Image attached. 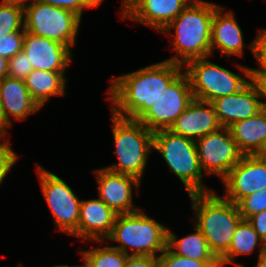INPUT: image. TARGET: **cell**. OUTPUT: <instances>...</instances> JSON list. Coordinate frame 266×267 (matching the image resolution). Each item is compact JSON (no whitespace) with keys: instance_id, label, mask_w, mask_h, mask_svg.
Returning <instances> with one entry per match:
<instances>
[{"instance_id":"6da1fadb","label":"cell","mask_w":266,"mask_h":267,"mask_svg":"<svg viewBox=\"0 0 266 267\" xmlns=\"http://www.w3.org/2000/svg\"><path fill=\"white\" fill-rule=\"evenodd\" d=\"M183 66L163 60L110 79L108 99L118 117L138 120L182 72Z\"/></svg>"},{"instance_id":"7a4b0ae2","label":"cell","mask_w":266,"mask_h":267,"mask_svg":"<svg viewBox=\"0 0 266 267\" xmlns=\"http://www.w3.org/2000/svg\"><path fill=\"white\" fill-rule=\"evenodd\" d=\"M218 6L203 0L192 1L161 32L169 36L171 29L175 30L170 45L177 54L167 61L184 67L190 61L211 56L212 20Z\"/></svg>"},{"instance_id":"3957f363","label":"cell","mask_w":266,"mask_h":267,"mask_svg":"<svg viewBox=\"0 0 266 267\" xmlns=\"http://www.w3.org/2000/svg\"><path fill=\"white\" fill-rule=\"evenodd\" d=\"M194 224L207 240L210 251L219 259L231 244L238 224L243 220L237 204L210 193L190 194Z\"/></svg>"},{"instance_id":"277c9868","label":"cell","mask_w":266,"mask_h":267,"mask_svg":"<svg viewBox=\"0 0 266 267\" xmlns=\"http://www.w3.org/2000/svg\"><path fill=\"white\" fill-rule=\"evenodd\" d=\"M167 229L139 209L132 213L117 214L112 232L106 240L117 242L118 246L112 247L128 256L157 258V254L166 249Z\"/></svg>"},{"instance_id":"5b68a950","label":"cell","mask_w":266,"mask_h":267,"mask_svg":"<svg viewBox=\"0 0 266 267\" xmlns=\"http://www.w3.org/2000/svg\"><path fill=\"white\" fill-rule=\"evenodd\" d=\"M112 115L115 155L118 163L105 168L121 174L131 175L141 181L147 165L148 155L153 150L154 132L138 120Z\"/></svg>"},{"instance_id":"8992f818","label":"cell","mask_w":266,"mask_h":267,"mask_svg":"<svg viewBox=\"0 0 266 267\" xmlns=\"http://www.w3.org/2000/svg\"><path fill=\"white\" fill-rule=\"evenodd\" d=\"M153 149L166 161L169 169L183 183L188 195L210 193L202 184V172L195 140L175 134L169 129L159 130L153 135Z\"/></svg>"},{"instance_id":"52a82bcc","label":"cell","mask_w":266,"mask_h":267,"mask_svg":"<svg viewBox=\"0 0 266 267\" xmlns=\"http://www.w3.org/2000/svg\"><path fill=\"white\" fill-rule=\"evenodd\" d=\"M237 67L246 79L210 62L207 57L188 62L184 66V72L189 78L194 99L212 102L215 99L238 93L250 82L251 67L238 64Z\"/></svg>"},{"instance_id":"ba28073f","label":"cell","mask_w":266,"mask_h":267,"mask_svg":"<svg viewBox=\"0 0 266 267\" xmlns=\"http://www.w3.org/2000/svg\"><path fill=\"white\" fill-rule=\"evenodd\" d=\"M25 32L59 42L76 44L81 18L74 12L38 1L24 10Z\"/></svg>"},{"instance_id":"9c48e42d","label":"cell","mask_w":266,"mask_h":267,"mask_svg":"<svg viewBox=\"0 0 266 267\" xmlns=\"http://www.w3.org/2000/svg\"><path fill=\"white\" fill-rule=\"evenodd\" d=\"M37 166L41 191L50 208L57 230L73 235L78 228L81 200L56 174Z\"/></svg>"},{"instance_id":"30bf717a","label":"cell","mask_w":266,"mask_h":267,"mask_svg":"<svg viewBox=\"0 0 266 267\" xmlns=\"http://www.w3.org/2000/svg\"><path fill=\"white\" fill-rule=\"evenodd\" d=\"M193 100L189 78L182 71L138 121L152 132L169 129Z\"/></svg>"},{"instance_id":"8fae6325","label":"cell","mask_w":266,"mask_h":267,"mask_svg":"<svg viewBox=\"0 0 266 267\" xmlns=\"http://www.w3.org/2000/svg\"><path fill=\"white\" fill-rule=\"evenodd\" d=\"M202 172L222 180L244 156L232 138L229 128L221 127L195 140Z\"/></svg>"},{"instance_id":"7c38bea8","label":"cell","mask_w":266,"mask_h":267,"mask_svg":"<svg viewBox=\"0 0 266 267\" xmlns=\"http://www.w3.org/2000/svg\"><path fill=\"white\" fill-rule=\"evenodd\" d=\"M192 0H122L121 17L162 32ZM195 1V0H193Z\"/></svg>"},{"instance_id":"4fadbf2b","label":"cell","mask_w":266,"mask_h":267,"mask_svg":"<svg viewBox=\"0 0 266 267\" xmlns=\"http://www.w3.org/2000/svg\"><path fill=\"white\" fill-rule=\"evenodd\" d=\"M221 181L224 199L237 204L244 197L266 188V159L244 155Z\"/></svg>"},{"instance_id":"5bb4252c","label":"cell","mask_w":266,"mask_h":267,"mask_svg":"<svg viewBox=\"0 0 266 267\" xmlns=\"http://www.w3.org/2000/svg\"><path fill=\"white\" fill-rule=\"evenodd\" d=\"M98 196L117 214L132 213L140 208L133 203V187L139 190L140 180L134 176L101 168L94 170Z\"/></svg>"},{"instance_id":"9a60e30c","label":"cell","mask_w":266,"mask_h":267,"mask_svg":"<svg viewBox=\"0 0 266 267\" xmlns=\"http://www.w3.org/2000/svg\"><path fill=\"white\" fill-rule=\"evenodd\" d=\"M263 92L259 85L250 82L238 93L213 100L221 127L228 128L233 123L255 116L264 109Z\"/></svg>"},{"instance_id":"2e32d148","label":"cell","mask_w":266,"mask_h":267,"mask_svg":"<svg viewBox=\"0 0 266 267\" xmlns=\"http://www.w3.org/2000/svg\"><path fill=\"white\" fill-rule=\"evenodd\" d=\"M22 51L34 70L65 72L72 61V50L59 42L25 32Z\"/></svg>"},{"instance_id":"e0dca14e","label":"cell","mask_w":266,"mask_h":267,"mask_svg":"<svg viewBox=\"0 0 266 267\" xmlns=\"http://www.w3.org/2000/svg\"><path fill=\"white\" fill-rule=\"evenodd\" d=\"M116 216L99 198L81 200L78 228L73 236L102 244L110 236Z\"/></svg>"},{"instance_id":"ac0fdd59","label":"cell","mask_w":266,"mask_h":267,"mask_svg":"<svg viewBox=\"0 0 266 267\" xmlns=\"http://www.w3.org/2000/svg\"><path fill=\"white\" fill-rule=\"evenodd\" d=\"M221 128L211 102L194 99L169 128L175 134L193 140Z\"/></svg>"},{"instance_id":"d6986e66","label":"cell","mask_w":266,"mask_h":267,"mask_svg":"<svg viewBox=\"0 0 266 267\" xmlns=\"http://www.w3.org/2000/svg\"><path fill=\"white\" fill-rule=\"evenodd\" d=\"M0 100L6 120V136L7 129L12 126L11 116L15 120L22 121L41 109L33 100L25 81L8 76L0 80Z\"/></svg>"},{"instance_id":"ffe728a7","label":"cell","mask_w":266,"mask_h":267,"mask_svg":"<svg viewBox=\"0 0 266 267\" xmlns=\"http://www.w3.org/2000/svg\"><path fill=\"white\" fill-rule=\"evenodd\" d=\"M225 7L218 6L215 9L212 20L211 32V56L216 48L222 53L221 56L231 57L244 55L243 32L234 17L233 11L223 12Z\"/></svg>"},{"instance_id":"44dd1931","label":"cell","mask_w":266,"mask_h":267,"mask_svg":"<svg viewBox=\"0 0 266 267\" xmlns=\"http://www.w3.org/2000/svg\"><path fill=\"white\" fill-rule=\"evenodd\" d=\"M228 128L243 155H256L266 140V110Z\"/></svg>"},{"instance_id":"7402d4cb","label":"cell","mask_w":266,"mask_h":267,"mask_svg":"<svg viewBox=\"0 0 266 267\" xmlns=\"http://www.w3.org/2000/svg\"><path fill=\"white\" fill-rule=\"evenodd\" d=\"M65 72L33 70L24 80L33 100L42 107L52 96H63L67 88Z\"/></svg>"},{"instance_id":"603a6c76","label":"cell","mask_w":266,"mask_h":267,"mask_svg":"<svg viewBox=\"0 0 266 267\" xmlns=\"http://www.w3.org/2000/svg\"><path fill=\"white\" fill-rule=\"evenodd\" d=\"M260 247L259 256L266 253V244L254 230L248 220H242L233 235L229 249L218 259L220 267L226 264H236L238 267H244L240 263H235L236 256L242 254H251L257 247Z\"/></svg>"},{"instance_id":"cb8c5ba5","label":"cell","mask_w":266,"mask_h":267,"mask_svg":"<svg viewBox=\"0 0 266 267\" xmlns=\"http://www.w3.org/2000/svg\"><path fill=\"white\" fill-rule=\"evenodd\" d=\"M192 234L178 238L172 231L167 229L166 247L174 254L189 257L198 261H219L210 251L207 240L202 232L194 225Z\"/></svg>"},{"instance_id":"d4e9b609","label":"cell","mask_w":266,"mask_h":267,"mask_svg":"<svg viewBox=\"0 0 266 267\" xmlns=\"http://www.w3.org/2000/svg\"><path fill=\"white\" fill-rule=\"evenodd\" d=\"M83 267H124L128 257L125 253L112 246L80 251Z\"/></svg>"},{"instance_id":"484cf974","label":"cell","mask_w":266,"mask_h":267,"mask_svg":"<svg viewBox=\"0 0 266 267\" xmlns=\"http://www.w3.org/2000/svg\"><path fill=\"white\" fill-rule=\"evenodd\" d=\"M24 9L2 0L0 2V36L11 32H25Z\"/></svg>"},{"instance_id":"4316f807","label":"cell","mask_w":266,"mask_h":267,"mask_svg":"<svg viewBox=\"0 0 266 267\" xmlns=\"http://www.w3.org/2000/svg\"><path fill=\"white\" fill-rule=\"evenodd\" d=\"M249 47L259 63V69L251 68V80L256 84H266V29H259Z\"/></svg>"},{"instance_id":"83f0119b","label":"cell","mask_w":266,"mask_h":267,"mask_svg":"<svg viewBox=\"0 0 266 267\" xmlns=\"http://www.w3.org/2000/svg\"><path fill=\"white\" fill-rule=\"evenodd\" d=\"M158 267H220L219 261H198L172 253L167 247L157 257Z\"/></svg>"},{"instance_id":"f1b7e54d","label":"cell","mask_w":266,"mask_h":267,"mask_svg":"<svg viewBox=\"0 0 266 267\" xmlns=\"http://www.w3.org/2000/svg\"><path fill=\"white\" fill-rule=\"evenodd\" d=\"M237 206L243 220H248L252 215L265 210L266 188L244 197L237 203Z\"/></svg>"},{"instance_id":"f546056e","label":"cell","mask_w":266,"mask_h":267,"mask_svg":"<svg viewBox=\"0 0 266 267\" xmlns=\"http://www.w3.org/2000/svg\"><path fill=\"white\" fill-rule=\"evenodd\" d=\"M33 70L29 58L23 51L8 59L7 76L10 78L25 80Z\"/></svg>"},{"instance_id":"4dcf8cb0","label":"cell","mask_w":266,"mask_h":267,"mask_svg":"<svg viewBox=\"0 0 266 267\" xmlns=\"http://www.w3.org/2000/svg\"><path fill=\"white\" fill-rule=\"evenodd\" d=\"M25 32H11L0 36V56L10 59L22 51Z\"/></svg>"},{"instance_id":"1f68e13d","label":"cell","mask_w":266,"mask_h":267,"mask_svg":"<svg viewBox=\"0 0 266 267\" xmlns=\"http://www.w3.org/2000/svg\"><path fill=\"white\" fill-rule=\"evenodd\" d=\"M49 5L74 12L80 18L85 8L98 7L103 0H40Z\"/></svg>"},{"instance_id":"d6a6232c","label":"cell","mask_w":266,"mask_h":267,"mask_svg":"<svg viewBox=\"0 0 266 267\" xmlns=\"http://www.w3.org/2000/svg\"><path fill=\"white\" fill-rule=\"evenodd\" d=\"M0 143V187L11 168L18 161L17 153L11 148L9 140Z\"/></svg>"},{"instance_id":"836d02e7","label":"cell","mask_w":266,"mask_h":267,"mask_svg":"<svg viewBox=\"0 0 266 267\" xmlns=\"http://www.w3.org/2000/svg\"><path fill=\"white\" fill-rule=\"evenodd\" d=\"M124 267H158V261L156 257L152 256H128Z\"/></svg>"},{"instance_id":"e575fe53","label":"cell","mask_w":266,"mask_h":267,"mask_svg":"<svg viewBox=\"0 0 266 267\" xmlns=\"http://www.w3.org/2000/svg\"><path fill=\"white\" fill-rule=\"evenodd\" d=\"M248 221L266 244V209L252 215Z\"/></svg>"},{"instance_id":"d590c367","label":"cell","mask_w":266,"mask_h":267,"mask_svg":"<svg viewBox=\"0 0 266 267\" xmlns=\"http://www.w3.org/2000/svg\"><path fill=\"white\" fill-rule=\"evenodd\" d=\"M4 1L9 3V4H12L13 6H17V7H20V8L25 10L28 6H31L40 0H29L31 2L30 4L26 3L27 0H4Z\"/></svg>"},{"instance_id":"8d00e7d4","label":"cell","mask_w":266,"mask_h":267,"mask_svg":"<svg viewBox=\"0 0 266 267\" xmlns=\"http://www.w3.org/2000/svg\"><path fill=\"white\" fill-rule=\"evenodd\" d=\"M8 59L0 56V80L7 77Z\"/></svg>"},{"instance_id":"74e56055","label":"cell","mask_w":266,"mask_h":267,"mask_svg":"<svg viewBox=\"0 0 266 267\" xmlns=\"http://www.w3.org/2000/svg\"><path fill=\"white\" fill-rule=\"evenodd\" d=\"M0 132L6 137V120L1 108V100H0Z\"/></svg>"},{"instance_id":"f35d334b","label":"cell","mask_w":266,"mask_h":267,"mask_svg":"<svg viewBox=\"0 0 266 267\" xmlns=\"http://www.w3.org/2000/svg\"><path fill=\"white\" fill-rule=\"evenodd\" d=\"M257 261L255 267H266V253L260 256L258 255Z\"/></svg>"},{"instance_id":"ab89813d","label":"cell","mask_w":266,"mask_h":267,"mask_svg":"<svg viewBox=\"0 0 266 267\" xmlns=\"http://www.w3.org/2000/svg\"><path fill=\"white\" fill-rule=\"evenodd\" d=\"M256 156L262 159H266V140L264 141L262 147L260 148Z\"/></svg>"},{"instance_id":"60d3db41","label":"cell","mask_w":266,"mask_h":267,"mask_svg":"<svg viewBox=\"0 0 266 267\" xmlns=\"http://www.w3.org/2000/svg\"><path fill=\"white\" fill-rule=\"evenodd\" d=\"M261 87L262 92H263V99L266 100V84H257ZM264 104V109L266 110V102H263Z\"/></svg>"},{"instance_id":"b9f144b4","label":"cell","mask_w":266,"mask_h":267,"mask_svg":"<svg viewBox=\"0 0 266 267\" xmlns=\"http://www.w3.org/2000/svg\"><path fill=\"white\" fill-rule=\"evenodd\" d=\"M51 267H83V264L82 265H76V266L75 265L74 266H71V265L69 266V265H66V264L64 265L63 264V265H54V266H51Z\"/></svg>"},{"instance_id":"7bdbcfd3","label":"cell","mask_w":266,"mask_h":267,"mask_svg":"<svg viewBox=\"0 0 266 267\" xmlns=\"http://www.w3.org/2000/svg\"><path fill=\"white\" fill-rule=\"evenodd\" d=\"M6 137L0 132V140L2 139H5Z\"/></svg>"}]
</instances>
